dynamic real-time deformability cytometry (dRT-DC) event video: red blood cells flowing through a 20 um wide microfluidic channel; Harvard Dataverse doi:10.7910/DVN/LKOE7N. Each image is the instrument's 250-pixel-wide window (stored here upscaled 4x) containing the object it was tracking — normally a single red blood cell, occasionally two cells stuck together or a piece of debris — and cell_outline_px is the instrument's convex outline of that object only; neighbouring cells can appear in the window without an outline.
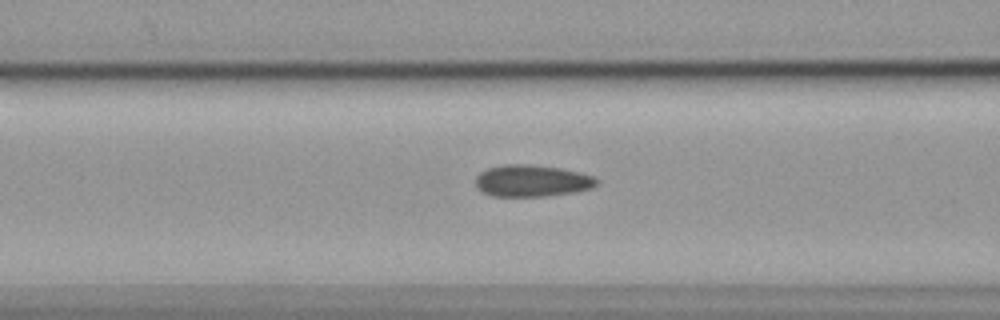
{"species": "common noctule bat (a hibernating species)", "species_latin": "Nyctalus noctula", "temperature_condition": "cold", "stored_images_in_passage": 46, "camera_frame_rate_fps": 3000, "um_per_image_px": 0.085, "animal": {"sex": "female", "body_mass_g": 19.9}, "frame": {"image": 1, "passage_image": 12, "time_ms": 3.667, "image_size_px": [1000, 320], "cell_outline_px": [[600, 184], [592, 188], [572, 192], [544, 196], [492, 196], [484, 192], [476, 184], [476, 176], [480, 172], [488, 168], [504, 164], [532, 164], [560, 168], [580, 172], [596, 176], [600, 180]], "centroid_in_image_um": [45.28, 15.35], "position_along_channel_um": 121.3, "area_um2": 22.54}}
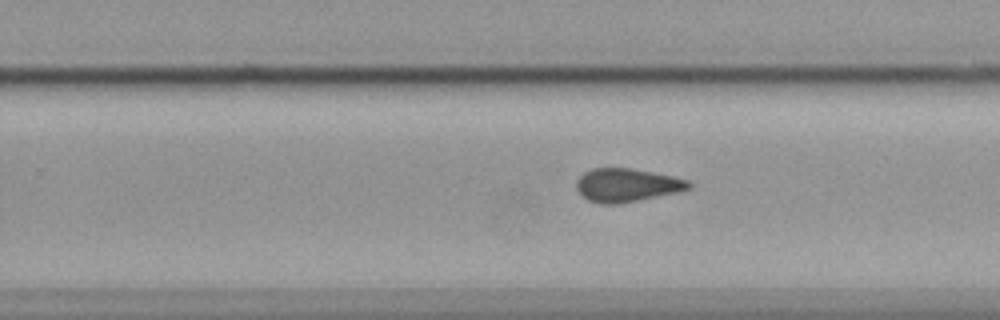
{"frame": {"image": 2, "passage_image": 25, "time_ms": 8.0, "image_size_px": [1000, 320], "cell_outline_px": [[692, 188], [680, 192], [640, 200], [616, 204], [600, 204], [588, 200], [576, 188], [576, 180], [584, 172], [592, 168], [632, 168], [672, 176], [688, 180], [692, 184]], "centroid_in_image_um": [53.3, 15.74], "position_along_channel_um": 276.5, "area_um2": 21.96}}
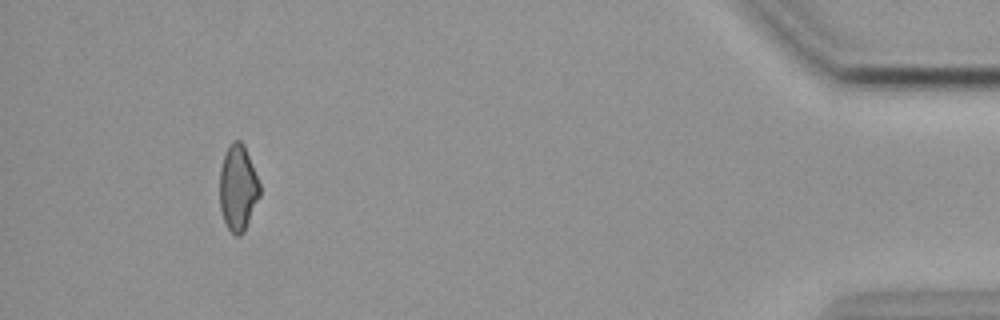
{"frame": {"image": 3, "passage_image": 42, "time_ms": 13.667, "image_size_px": [1000, 320], "cell_outline_px": [[260, 196], [244, 232], [240, 236], [236, 236], [228, 228], [224, 220], [220, 208], [220, 168], [224, 156], [232, 140], [240, 140], [244, 144], [260, 184]], "centroid_in_image_um": [20.23, 15.98], "position_along_channel_um": 415.0, "area_um2": 20.0}, "authors_computed_cell_mechanics": {"area_um2": 21.8773, "velocity_mm_per_s": 3.5951, "shape_relaxation_time_tau1_ms": null, "shape_relaxation_time_tau2_ms": 2.8105, "deformation_change_tau1": null, "deformation_change_tau2": 0.0979}}